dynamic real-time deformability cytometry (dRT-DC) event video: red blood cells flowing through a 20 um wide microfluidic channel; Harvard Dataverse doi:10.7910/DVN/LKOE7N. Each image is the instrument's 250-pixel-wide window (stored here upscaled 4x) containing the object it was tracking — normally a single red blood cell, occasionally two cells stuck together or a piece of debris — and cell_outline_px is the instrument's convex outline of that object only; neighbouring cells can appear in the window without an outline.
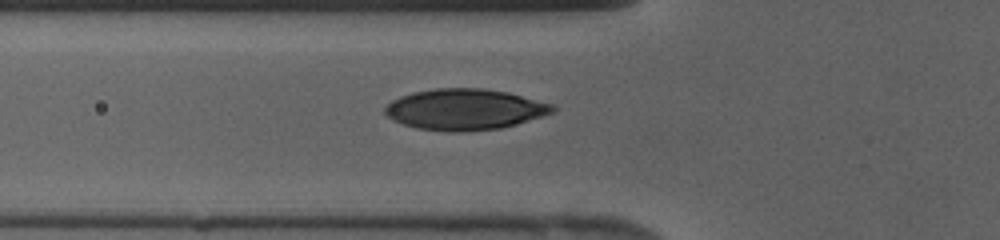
{"species": "human", "species_latin": "Homo sapiens", "temperature_condition": "cold", "stored_images_in_passage": 29, "camera_frame_rate_fps": 3000, "um_per_image_px": 0.085, "donor": {"sex": "female"}, "frame": {"image": 1, "passage_image": 2, "time_ms": 0.333, "image_size_px": [1000, 240], "cell_outline_px": [[556, 108], [552, 112], [516, 124], [500, 128], [456, 132], [448, 132], [416, 128], [392, 120], [384, 112], [384, 108], [392, 100], [400, 96], [412, 92], [436, 88], [480, 88], [508, 92], [552, 104]], "centroid_in_image_um": [39.45, 9.29], "position_along_channel_um": 86.3, "area_um2": 39.82}}
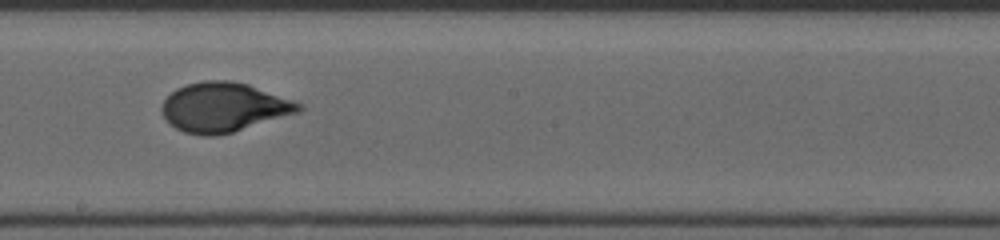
{"frame": {"image": 2, "passage_image": 11, "time_ms": 3.333, "image_size_px": [1000, 240], "cell_outline_px": [[304, 108], [300, 112], [232, 132], [216, 136], [204, 136], [184, 132], [168, 124], [160, 108], [164, 100], [176, 88], [184, 84], [204, 80], [228, 80], [248, 84], [304, 104]], "centroid_in_image_um": [19.01, 9.11], "position_along_channel_um": 229.2, "area_um2": 39.54}}
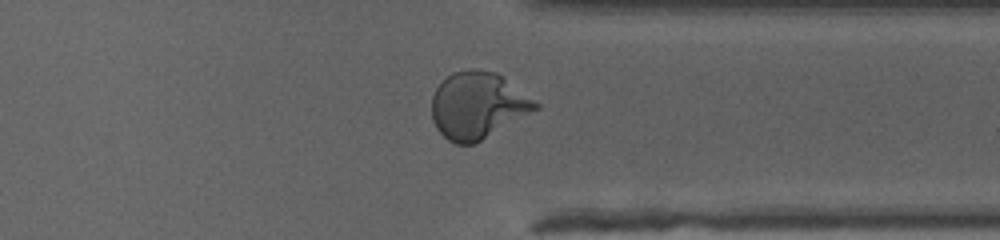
{"frame": {"image": 3, "passage_image": 20, "time_ms": 6.333, "image_size_px": [1000, 240], "cell_outline_px": [[540, 108], [480, 140], [472, 144], [456, 144], [448, 140], [436, 128], [432, 120], [432, 96], [436, 88], [452, 72], [472, 68], [476, 68], [496, 72], [540, 104]], "centroid_in_image_um": [40.59, 8.95], "position_along_channel_um": 370.8, "area_um2": 39.94}}